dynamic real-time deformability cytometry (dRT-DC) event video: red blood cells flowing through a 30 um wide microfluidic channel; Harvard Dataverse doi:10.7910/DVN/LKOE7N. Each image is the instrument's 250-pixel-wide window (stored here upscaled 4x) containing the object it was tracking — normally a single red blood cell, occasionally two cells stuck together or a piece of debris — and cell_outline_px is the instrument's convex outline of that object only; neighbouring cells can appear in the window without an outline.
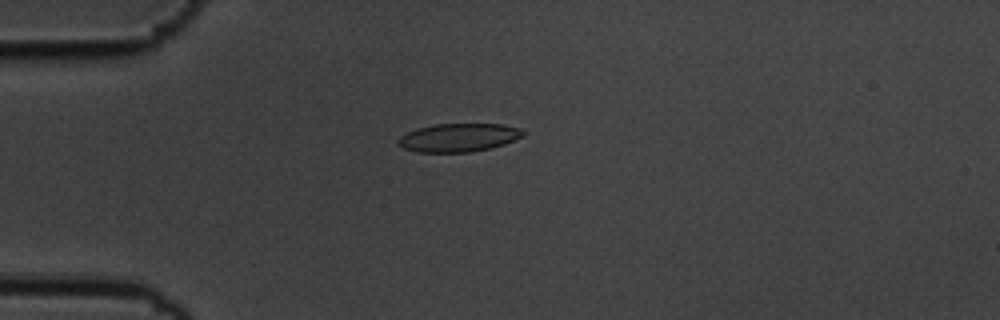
{"species": "common noctule bat (a hibernating species)", "species_latin": "Nyctalus noctula", "temperature_condition": "cold", "stored_images_in_passage": 56, "camera_frame_rate_fps": 3000, "um_per_image_px": 0.085, "animal": {"sex": "male", "body_mass_g": 19.5, "forearm_length_mm": 54.6}, "frame": {"image": 1, "passage_image": 15, "time_ms": 4.667, "image_size_px": [1000, 320], "cell_outline_px": [[524, 136], [504, 144], [472, 152], [420, 152], [404, 148], [396, 144], [396, 140], [400, 136], [408, 132], [420, 128], [436, 124], [500, 124], [520, 128], [524, 132]], "centroid_in_image_um": [38.98, 11.69], "position_along_channel_um": 46.0, "area_um2": 20.46}}
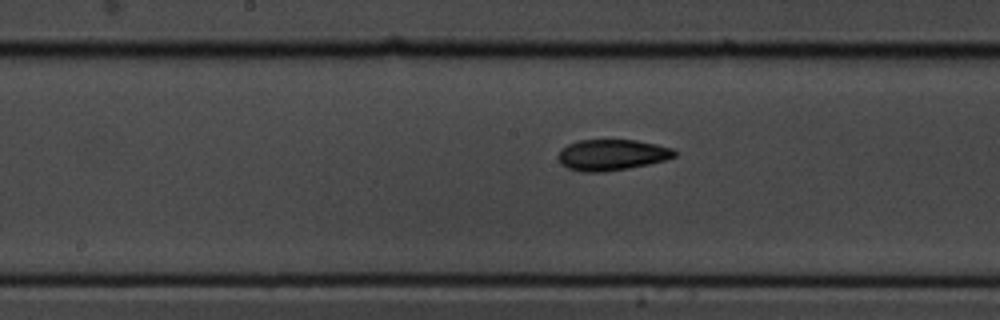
{"frame": {"image": 2, "passage_image": 29, "time_ms": 9.333, "image_size_px": [1000, 320], "cell_outline_px": [[676, 156], [664, 160], [648, 164], [628, 168], [604, 172], [584, 172], [568, 168], [560, 164], [556, 156], [560, 148], [568, 144], [580, 140], [636, 140], [656, 144], [672, 148], [676, 152]], "centroid_in_image_um": [51.96, 13.16], "position_along_channel_um": 196.2, "area_um2": 21.1}}
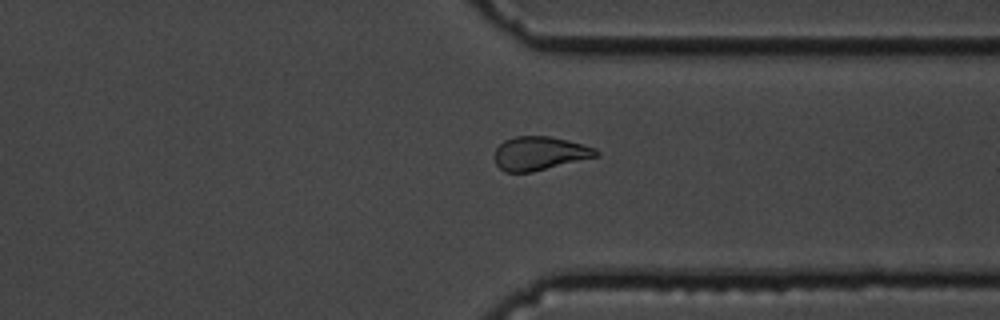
{"frame": {"image": 3, "passage_image": 43, "time_ms": 14.0, "image_size_px": [1000, 320], "cell_outline_px": [[600, 156], [532, 172], [504, 172], [496, 164], [496, 148], [504, 140], [516, 136], [548, 136], [568, 140], [584, 144], [596, 148], [600, 152]], "centroid_in_image_um": [45.92, 13.03], "position_along_channel_um": 365.5, "area_um2": 20.0}, "authors_computed_cell_mechanics": {"area_um2": 20.4901, "velocity_mm_per_s": 3.6308, "shape_relaxation_time_tau1_ms": 6.205, "shape_relaxation_time_tau2_ms": 4.6678, "deformation_change_tau1": 0.1581, "deformation_change_tau2": 0.1024}}